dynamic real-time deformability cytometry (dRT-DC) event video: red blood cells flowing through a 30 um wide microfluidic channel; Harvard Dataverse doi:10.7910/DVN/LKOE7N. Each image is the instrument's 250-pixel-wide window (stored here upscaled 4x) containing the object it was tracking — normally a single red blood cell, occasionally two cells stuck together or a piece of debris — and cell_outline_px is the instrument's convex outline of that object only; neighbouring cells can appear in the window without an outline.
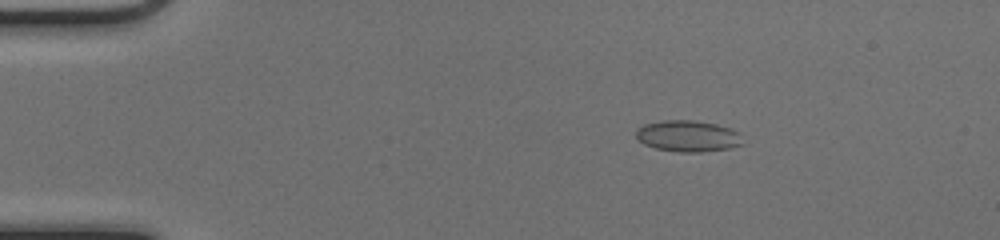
{"species": "common noctule bat (a hibernating species)", "species_latin": "Nyctalus noctula", "temperature_condition": "cold", "stored_images_in_passage": 51, "camera_frame_rate_fps": 3000, "um_per_image_px": 0.085, "animal": {"sex": "female", "body_mass_g": 17.0, "forearm_length_mm": 48.0}, "frame": {"image": 1, "passage_image": 9, "time_ms": 2.667, "image_size_px": [1000, 240], "cell_outline_px": [[744, 144], [732, 148], [700, 152], [680, 152], [656, 148], [644, 144], [636, 136], [636, 132], [644, 124], [660, 120], [692, 120], [716, 124], [732, 128], [740, 132]], "centroid_in_image_um": [58.54, 11.56], "position_along_channel_um": 26.5, "area_um2": 19.59}}
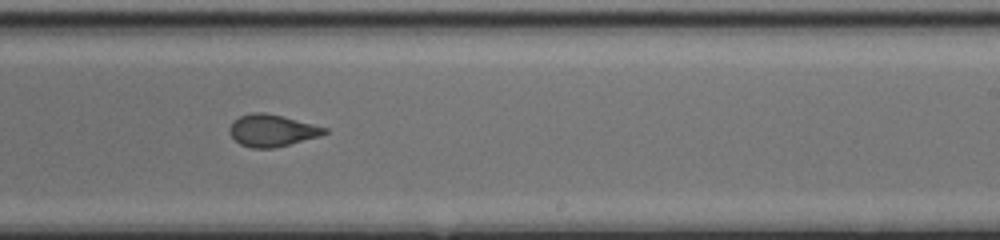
{"frame": {"image": 2, "passage_image": 32, "time_ms": 10.333, "image_size_px": [1000, 240], "cell_outline_px": [[328, 132], [320, 136], [272, 148], [252, 148], [240, 144], [228, 132], [228, 128], [240, 116], [252, 112], [264, 112], [328, 128]], "centroid_in_image_um": [23.1, 11.09], "position_along_channel_um": 265.9, "area_um2": 17.34}}
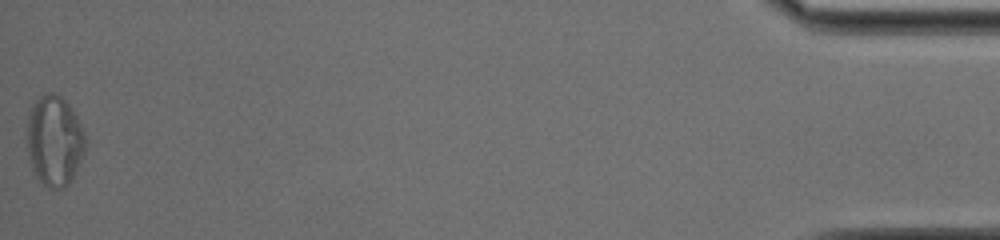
{"frame": {"image": 3, "passage_image": 51, "time_ms": 16.667, "image_size_px": [1000, 240], "cell_outline_px": [[84, 152], [72, 180], [64, 188], [48, 188], [36, 176], [32, 168], [28, 156], [24, 136], [28, 116], [32, 104], [40, 96], [48, 92], [56, 92], [68, 104], [76, 116], [84, 132]], "centroid_in_image_um": [4.57, 11.95], "position_along_channel_um": 430.6, "area_um2": 31.04}, "authors_computed_cell_mechanics": {"area_um2": 18.496, "velocity_mm_per_s": 4.1174, "shape_relaxation_time_tau1_ms": null, "shape_relaxation_time_tau2_ms": 0.6656, "deformation_change_tau1": null, "deformation_change_tau2": 0.0445}}